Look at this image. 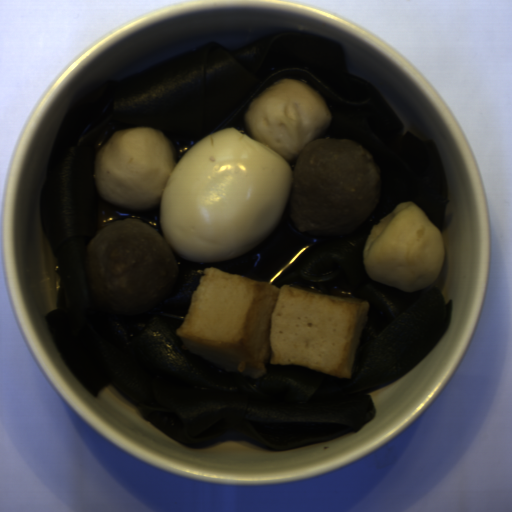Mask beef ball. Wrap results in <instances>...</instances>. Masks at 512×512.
Masks as SVG:
<instances>
[{
  "label": "beef ball",
  "instance_id": "beef-ball-1",
  "mask_svg": "<svg viewBox=\"0 0 512 512\" xmlns=\"http://www.w3.org/2000/svg\"><path fill=\"white\" fill-rule=\"evenodd\" d=\"M289 215L302 233L348 235L379 203L383 184L373 155L346 139H319L293 162Z\"/></svg>",
  "mask_w": 512,
  "mask_h": 512
},
{
  "label": "beef ball",
  "instance_id": "beef-ball-2",
  "mask_svg": "<svg viewBox=\"0 0 512 512\" xmlns=\"http://www.w3.org/2000/svg\"><path fill=\"white\" fill-rule=\"evenodd\" d=\"M179 265L159 232L141 219L108 224L89 240L84 273L96 308L139 316L164 302Z\"/></svg>",
  "mask_w": 512,
  "mask_h": 512
}]
</instances>
